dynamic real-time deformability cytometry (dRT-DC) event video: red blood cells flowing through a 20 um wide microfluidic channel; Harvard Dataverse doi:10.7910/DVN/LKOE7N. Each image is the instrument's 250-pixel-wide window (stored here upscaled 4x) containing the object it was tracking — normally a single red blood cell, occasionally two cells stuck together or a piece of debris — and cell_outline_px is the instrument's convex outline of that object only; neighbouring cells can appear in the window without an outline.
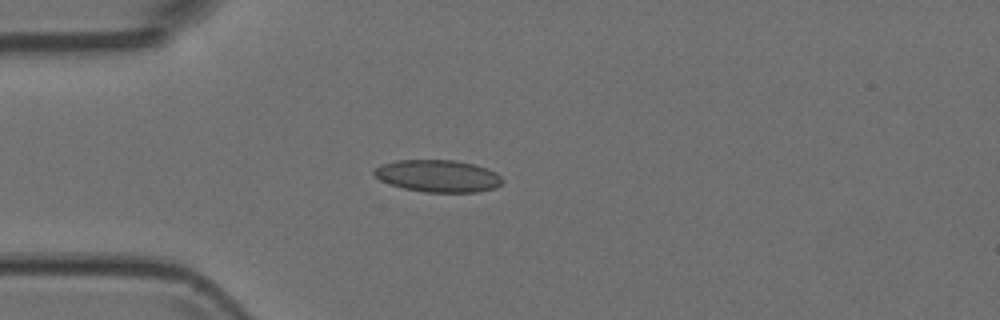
{"species": "Egyptian fruit bat (a non-hibernating species)", "species_latin": "Rousettus aegyptiacus", "temperature_condition": "room temperature", "stored_images_in_passage": 4, "camera_frame_rate_fps": 3000, "um_per_image_px": 0.085, "animal": {"sex": "female"}, "frame": {"image": 1, "passage_image": 4, "time_ms": 1.0, "image_size_px": [1000, 320], "cell_outline_px": [[504, 180], [496, 188], [476, 192], [424, 192], [404, 188], [380, 180], [372, 172], [372, 168], [380, 164], [396, 160], [456, 160], [488, 168], [496, 172]], "centroid_in_image_um": [37.22, 14.95], "position_along_channel_um": 47.8, "area_um2": 24.16}}